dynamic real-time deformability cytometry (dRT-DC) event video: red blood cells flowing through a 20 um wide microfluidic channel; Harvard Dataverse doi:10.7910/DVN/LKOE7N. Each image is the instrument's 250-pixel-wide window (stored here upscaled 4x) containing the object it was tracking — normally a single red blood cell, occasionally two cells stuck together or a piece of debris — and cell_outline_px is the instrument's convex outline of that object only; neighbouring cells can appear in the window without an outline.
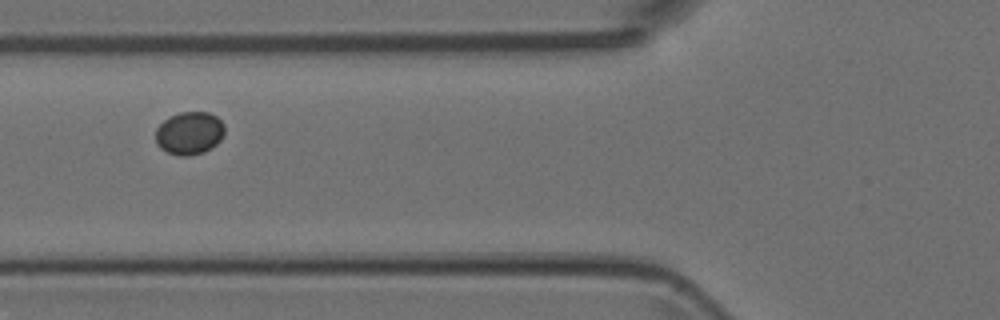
{"species": "Egyptian fruit bat (a non-hibernating species)", "species_latin": "Rousettus aegyptiacus", "temperature_condition": "room temperature", "stored_images_in_passage": 6, "camera_frame_rate_fps": 3000, "um_per_image_px": 0.085, "animal": {"sex": "female"}, "frame": {"image": 1, "passage_image": 4, "time_ms": 1.0, "image_size_px": [1000, 320], "cell_outline_px": [[224, 132], [220, 140], [216, 144], [204, 152], [188, 156], [180, 156], [168, 152], [160, 148], [156, 144], [156, 128], [164, 120], [180, 112], [208, 112], [216, 116], [224, 124]], "centroid_in_image_um": [16.09, 11.32], "position_along_channel_um": 109.7, "area_um2": 17.17}}
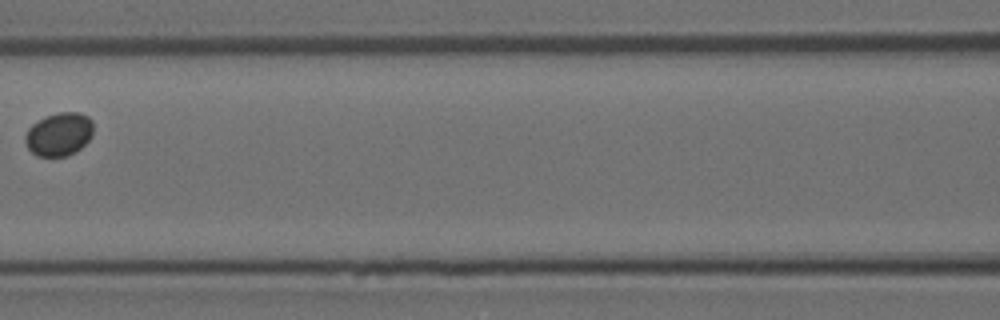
{"frame": {"image": 2, "passage_image": 5, "time_ms": 1.333, "image_size_px": [1000, 320], "cell_outline_px": [[92, 136], [80, 148], [64, 156], [36, 156], [28, 148], [24, 140], [24, 136], [28, 128], [32, 124], [56, 112], [80, 112], [88, 116], [92, 120]], "centroid_in_image_um": [5.0, 11.39], "position_along_channel_um": 161.6, "area_um2": 17.05}}
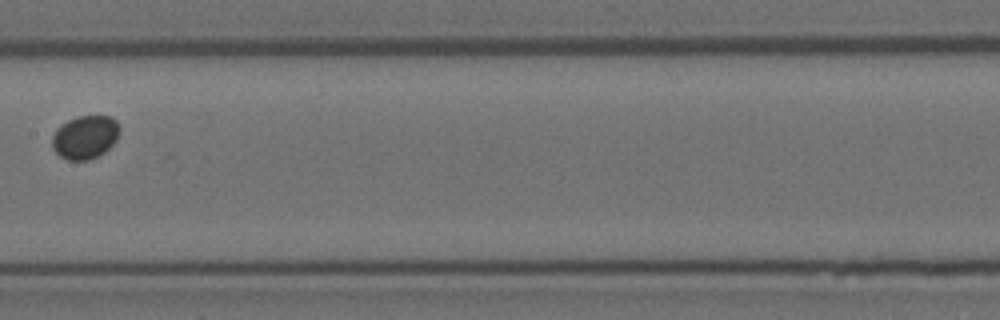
{"frame": {"image": 3, "passage_image": 6, "time_ms": 1.667, "image_size_px": [1000, 320], "cell_outline_px": [[120, 132], [116, 140], [104, 152], [88, 160], [68, 160], [60, 156], [52, 148], [52, 136], [56, 128], [60, 124], [76, 116], [112, 116], [120, 124]], "centroid_in_image_um": [7.23, 11.63], "position_along_channel_um": 200.2, "area_um2": 17.22}}